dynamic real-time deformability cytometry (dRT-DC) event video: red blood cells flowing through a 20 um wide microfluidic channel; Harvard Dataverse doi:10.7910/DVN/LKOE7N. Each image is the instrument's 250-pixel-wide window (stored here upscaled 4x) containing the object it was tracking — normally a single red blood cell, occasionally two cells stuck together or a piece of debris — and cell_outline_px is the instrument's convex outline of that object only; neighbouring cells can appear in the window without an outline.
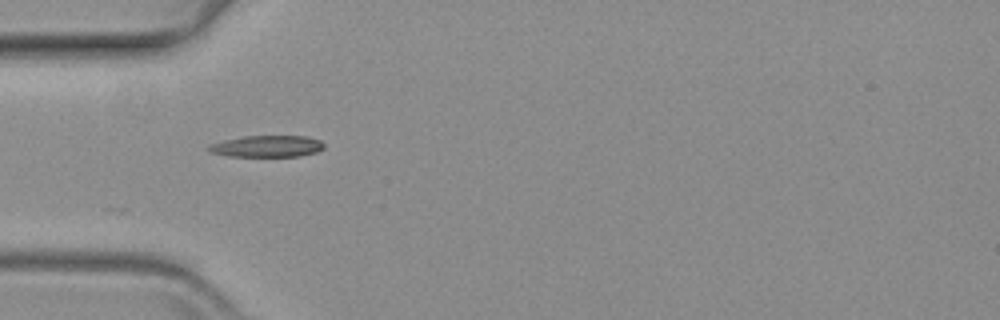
{"species": "common noctule bat (a hibernating species)", "species_latin": "Nyctalus noctula", "temperature_condition": "warm", "stored_images_in_passage": 34, "camera_frame_rate_fps": 3000, "um_per_image_px": 0.085, "animal": {"sex": "female", "body_mass_g": 19.3, "forearm_length_mm": 54.1}, "frame": {"image": 1, "passage_image": 1, "time_ms": 0.0, "image_size_px": [1000, 320], "cell_outline_px": [[324, 148], [316, 152], [300, 156], [228, 156], [212, 152], [208, 148], [212, 144], [244, 136], [304, 136], [320, 140], [324, 144]], "centroid_in_image_um": [22.77, 12.43], "position_along_channel_um": 62.2, "area_um2": 14.16}}
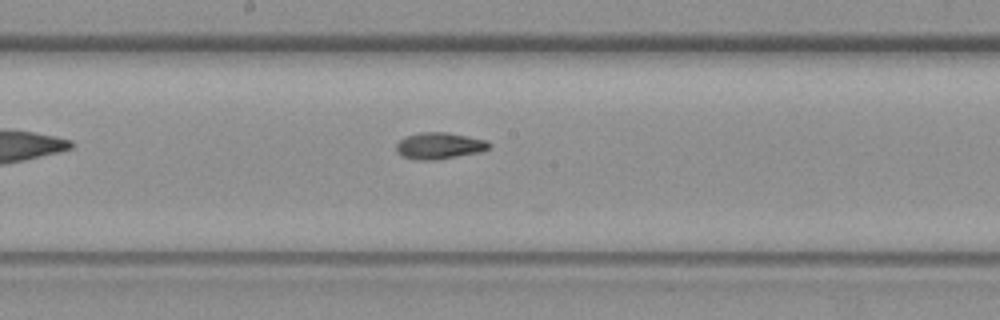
{"frame": {"image": 2, "passage_image": 14, "time_ms": 4.333, "image_size_px": [1000, 320], "cell_outline_px": [[492, 144], [488, 148], [480, 152], [436, 160], [416, 160], [400, 156], [396, 152], [396, 144], [404, 136], [420, 132], [448, 132], [488, 140]], "centroid_in_image_um": [37.32, 12.39], "position_along_channel_um": 210.9, "area_um2": 14.62}}
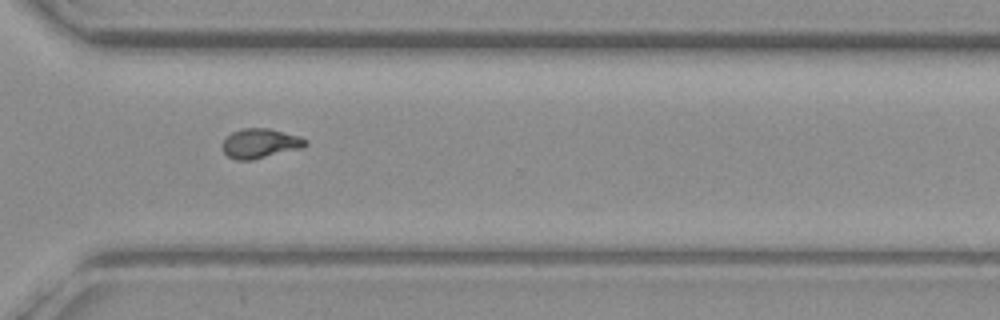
{"frame": {"image": 3, "passage_image": 26, "time_ms": 8.333, "image_size_px": [1000, 320], "cell_outline_px": [[308, 144], [304, 148], [252, 160], [236, 160], [228, 156], [220, 148], [220, 144], [232, 132], [244, 128], [268, 128], [300, 136], [308, 140]], "centroid_in_image_um": [22.13, 12.2], "position_along_channel_um": 348.5, "area_um2": 14.57}}